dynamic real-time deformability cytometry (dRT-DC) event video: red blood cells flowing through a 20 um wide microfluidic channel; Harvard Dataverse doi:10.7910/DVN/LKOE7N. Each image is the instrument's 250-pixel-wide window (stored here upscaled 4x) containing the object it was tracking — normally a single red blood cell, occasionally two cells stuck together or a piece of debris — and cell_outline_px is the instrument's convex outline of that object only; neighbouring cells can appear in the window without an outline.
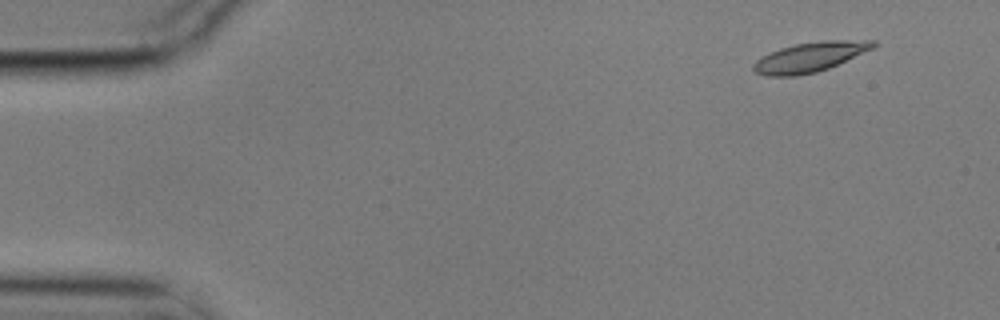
{"species": "common noctule bat (a hibernating species)", "species_latin": "Nyctalus noctula", "temperature_condition": "cold", "stored_images_in_passage": 7, "camera_frame_rate_fps": 3000, "um_per_image_px": 0.085, "animal": {"sex": "male", "body_mass_g": 17.9}, "frame": {"image": 1, "passage_image": 2, "time_ms": 0.333, "image_size_px": [1000, 320], "cell_outline_px": [[876, 44], [872, 48], [828, 68], [816, 72], [796, 76], [768, 76], [752, 72], [752, 64], [756, 60], [780, 48], [796, 44], [824, 40], [876, 40]], "centroid_in_image_um": [68.79, 4.86], "position_along_channel_um": 16.2, "area_um2": 20.46}}
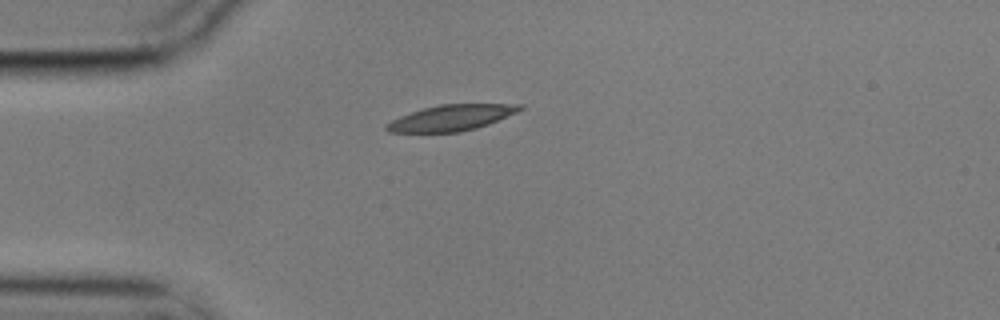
{"frame": {"image": 2, "passage_image": 5, "time_ms": 1.333, "image_size_px": [1000, 320], "cell_outline_px": [[524, 108], [516, 112], [488, 124], [476, 128], [460, 132], [388, 132], [384, 128], [384, 124], [400, 116], [424, 108], [440, 104], [524, 104]], "centroid_in_image_um": [38.34, 10.01], "position_along_channel_um": 46.7, "area_um2": 19.94}}
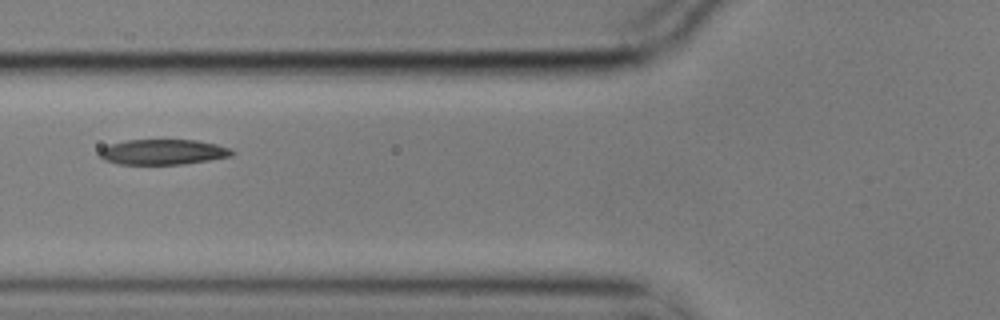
{"frame": {"image": 3, "passage_image": 7, "time_ms": 2.0, "image_size_px": [1000, 320], "cell_outline_px": [[236, 152], [232, 156], [184, 164], [116, 164], [104, 160], [100, 156], [100, 148], [108, 144], [128, 140], [196, 140], [216, 144], [232, 148]], "centroid_in_image_um": [13.86, 12.92], "position_along_channel_um": 111.9, "area_um2": 19.65}}